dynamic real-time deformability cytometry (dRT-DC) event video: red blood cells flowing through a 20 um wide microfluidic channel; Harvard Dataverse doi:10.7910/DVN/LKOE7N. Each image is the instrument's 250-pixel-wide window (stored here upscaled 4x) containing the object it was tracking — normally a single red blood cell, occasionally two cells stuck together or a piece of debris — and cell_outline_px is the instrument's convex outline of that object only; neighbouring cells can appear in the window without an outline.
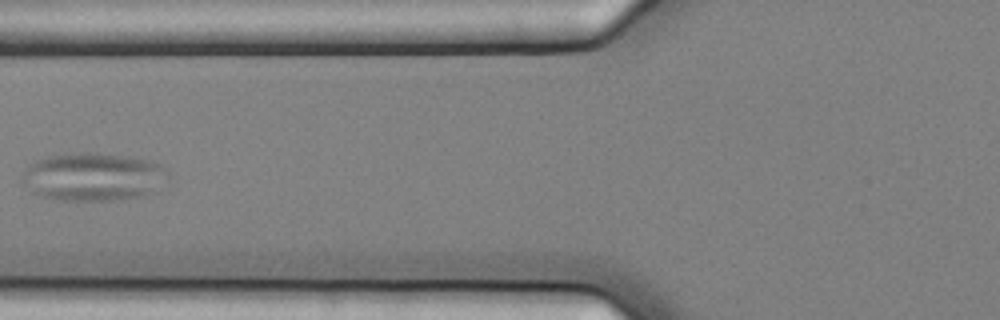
{"species": "common noctule bat (a hibernating species)", "species_latin": "Nyctalus noctula", "temperature_condition": "cold", "stored_images_in_passage": 3, "camera_frame_rate_fps": 3000, "um_per_image_px": 0.085, "animal": {"sex": "female", "body_mass_g": 25.1}, "frame": {"image": 1, "passage_image": 2, "time_ms": 0.333, "image_size_px": [1000, 320], "cell_outline_px": [[168, 172], [148, 192], [140, 196], [112, 200], [56, 200], [40, 196], [32, 192], [20, 180], [20, 176], [28, 164], [36, 160], [48, 156], [80, 152], [96, 152], [128, 156], [152, 160], [160, 164]], "centroid_in_image_um": [7.79, 15.0], "position_along_channel_um": 118.0, "area_um2": 40.58}}